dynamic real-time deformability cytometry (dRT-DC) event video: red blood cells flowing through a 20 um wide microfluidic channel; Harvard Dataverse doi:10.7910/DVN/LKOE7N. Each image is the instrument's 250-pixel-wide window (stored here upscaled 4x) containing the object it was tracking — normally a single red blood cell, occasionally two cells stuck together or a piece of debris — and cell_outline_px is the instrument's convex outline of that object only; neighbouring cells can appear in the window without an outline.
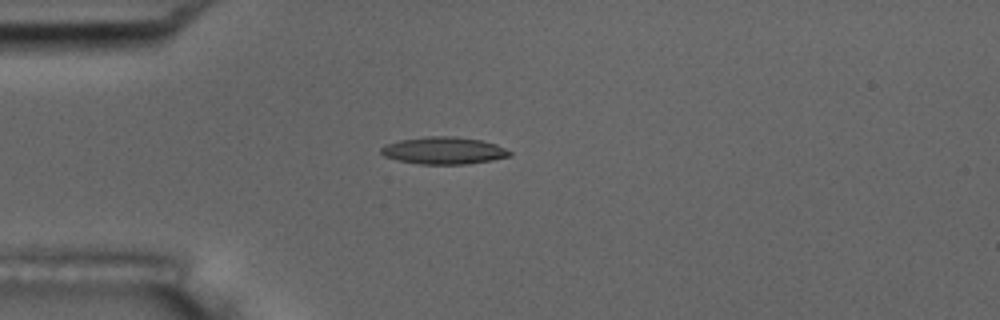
{"species": "common noctule bat (a hibernating species)", "species_latin": "Nyctalus noctula", "temperature_condition": "room temperature", "stored_images_in_passage": 5, "camera_frame_rate_fps": 3000, "um_per_image_px": 0.085, "animal": {"sex": "male", "body_mass_g": 17.5, "forearm_length_mm": 52.3}, "frame": {"image": 1, "passage_image": 1, "time_ms": 0.0, "image_size_px": [1000, 320], "cell_outline_px": [[512, 156], [492, 160], [468, 164], [420, 164], [400, 160], [384, 156], [380, 152], [380, 148], [388, 144], [400, 140], [428, 136], [456, 136], [480, 140], [496, 144], [512, 152]], "centroid_in_image_um": [37.76, 12.8], "position_along_channel_um": 47.2, "area_um2": 20.29}}
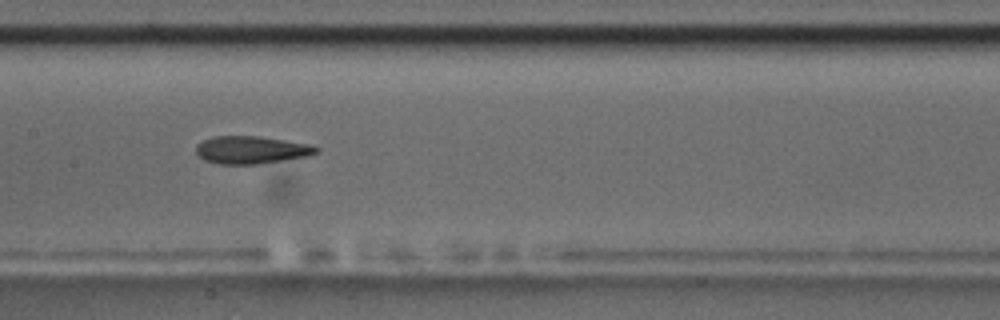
{"frame": {"image": 2, "passage_image": 5, "time_ms": 4.333, "image_size_px": [1000, 320], "cell_outline_px": [[320, 152], [308, 156], [256, 164], [220, 164], [204, 160], [196, 152], [196, 144], [212, 136], [260, 136], [312, 144], [320, 148]], "centroid_in_image_um": [21.4, 12.73], "position_along_channel_um": 186.0, "area_um2": 19.48}}